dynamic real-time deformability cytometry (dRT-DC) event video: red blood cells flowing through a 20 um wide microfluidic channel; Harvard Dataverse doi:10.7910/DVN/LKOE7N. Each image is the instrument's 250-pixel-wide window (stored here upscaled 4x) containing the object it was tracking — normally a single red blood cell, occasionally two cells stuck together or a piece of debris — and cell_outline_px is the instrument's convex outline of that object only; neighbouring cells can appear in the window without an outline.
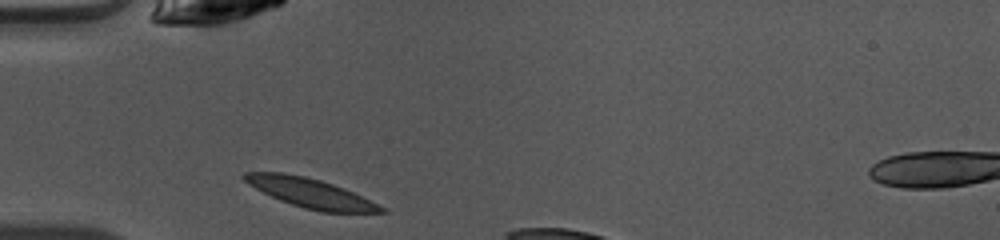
{"species": "common noctule bat (a hibernating species)", "species_latin": "Nyctalus noctula", "temperature_condition": "warm", "stored_images_in_passage": 5, "camera_frame_rate_fps": 3000, "um_per_image_px": 0.085, "animal": {"sex": "female", "body_mass_g": 10.0, "forearm_length_mm": 53.1}, "frame": {"image": 1, "passage_image": 1, "time_ms": 0.0, "image_size_px": [1000, 240], "cell_outline_px": [[388, 212], [320, 212], [304, 208], [280, 200], [248, 184], [240, 176], [244, 172], [284, 172], [304, 176], [320, 180], [344, 188], [384, 208]], "centroid_in_image_um": [26.32, 16.39], "position_along_channel_um": 58.7, "area_um2": 22.95}}